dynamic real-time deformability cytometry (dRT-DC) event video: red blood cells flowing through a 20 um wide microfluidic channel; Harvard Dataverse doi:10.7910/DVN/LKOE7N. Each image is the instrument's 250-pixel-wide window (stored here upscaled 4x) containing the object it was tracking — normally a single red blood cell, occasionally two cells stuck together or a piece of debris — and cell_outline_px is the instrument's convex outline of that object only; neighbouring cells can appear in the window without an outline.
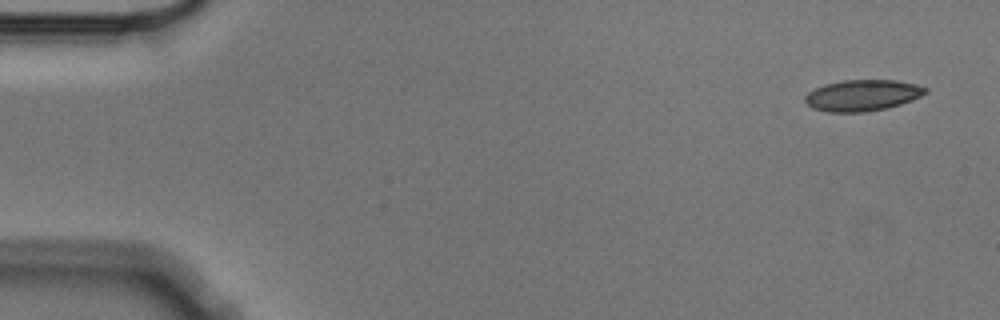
{"species": "Egyptian fruit bat (a non-hibernating species)", "species_latin": "Rousettus aegyptiacus", "temperature_condition": "cold", "stored_images_in_passage": 5, "camera_frame_rate_fps": 3000, "um_per_image_px": 0.085, "animal": {"sex": "male"}, "frame": {"image": 1, "passage_image": 1, "time_ms": 0.0, "image_size_px": [1000, 320], "cell_outline_px": [[928, 92], [912, 100], [888, 108], [864, 112], [828, 112], [812, 108], [804, 100], [804, 96], [808, 92], [824, 84], [844, 80], [896, 80], [916, 84], [928, 88]], "centroid_in_image_um": [73.31, 8.1], "position_along_channel_um": 11.7, "area_um2": 21.96}}